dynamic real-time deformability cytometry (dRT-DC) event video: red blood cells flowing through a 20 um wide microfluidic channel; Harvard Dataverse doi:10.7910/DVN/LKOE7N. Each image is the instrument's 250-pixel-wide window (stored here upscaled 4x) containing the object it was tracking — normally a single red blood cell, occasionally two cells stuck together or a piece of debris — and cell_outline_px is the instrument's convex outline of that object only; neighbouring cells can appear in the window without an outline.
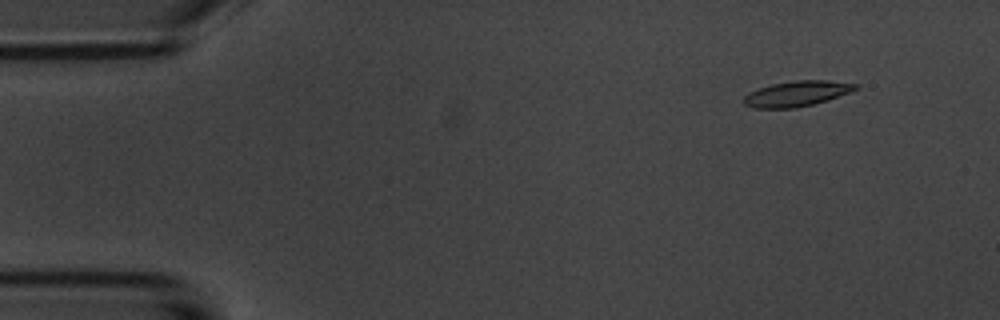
{"species": "common noctule bat (a hibernating species)", "species_latin": "Nyctalus noctula", "temperature_condition": "room temperature", "stored_images_in_passage": 4, "camera_frame_rate_fps": 3000, "um_per_image_px": 0.085, "animal": {"sex": "male", "body_mass_g": 20.1, "forearm_length_mm": 53.5}, "frame": {"image": 1, "passage_image": 2, "time_ms": 1.333, "image_size_px": [1000, 320], "cell_outline_px": [[860, 88], [852, 92], [828, 100], [796, 108], [752, 108], [744, 104], [744, 96], [748, 92], [772, 84], [796, 80], [828, 80], [860, 84]], "centroid_in_image_um": [67.78, 7.96], "position_along_channel_um": 17.2, "area_um2": 16.7}}